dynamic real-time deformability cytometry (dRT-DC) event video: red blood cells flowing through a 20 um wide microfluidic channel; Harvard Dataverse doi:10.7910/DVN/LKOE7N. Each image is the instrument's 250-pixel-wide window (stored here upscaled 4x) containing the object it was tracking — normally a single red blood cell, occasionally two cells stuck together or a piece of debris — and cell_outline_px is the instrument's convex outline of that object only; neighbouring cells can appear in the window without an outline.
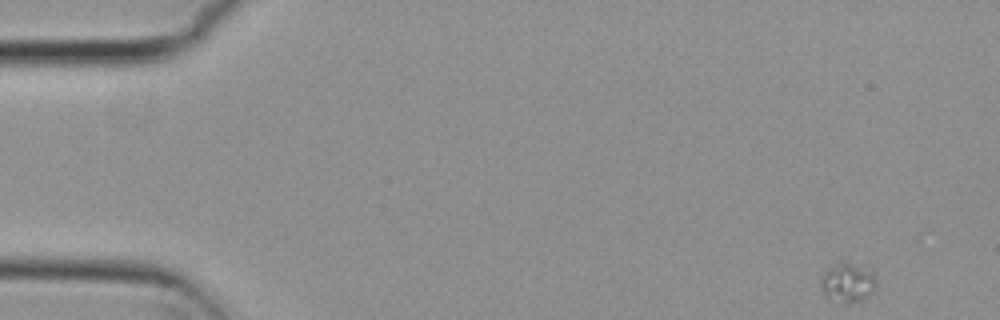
{"species": "common noctule bat (a hibernating species)", "species_latin": "Nyctalus noctula", "temperature_condition": "cold", "stored_images_in_passage": 53, "camera_frame_rate_fps": 3000, "um_per_image_px": 0.085, "animal": {"sex": "female", "body_mass_g": 29.2, "forearm_length_mm": 56.3}, "frame": {"image": 1, "passage_image": 1, "time_ms": 0.0, "image_size_px": [1000, 320], "cell_outline_px": [[876, 288], [864, 300], [848, 304], [840, 304], [828, 300], [824, 296], [820, 288], [820, 276], [832, 264], [840, 260], [848, 260], [864, 264], [872, 268], [876, 276]], "centroid_in_image_um": [72.06, 23.98], "position_along_channel_um": 12.9, "area_um2": 14.1}}
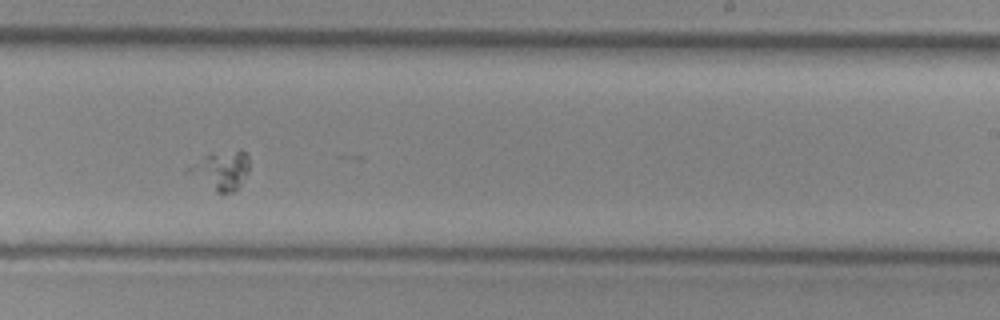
{"frame": {"image": 2, "passage_image": 31, "time_ms": 10.0, "image_size_px": [1000, 320], "cell_outline_px": [[248, 172], [236, 188], [232, 192], [216, 192], [184, 172], [184, 168], [212, 152], [240, 148], [248, 156]], "centroid_in_image_um": [18.74, 14.43], "position_along_channel_um": 270.3, "area_um2": 13.87}}
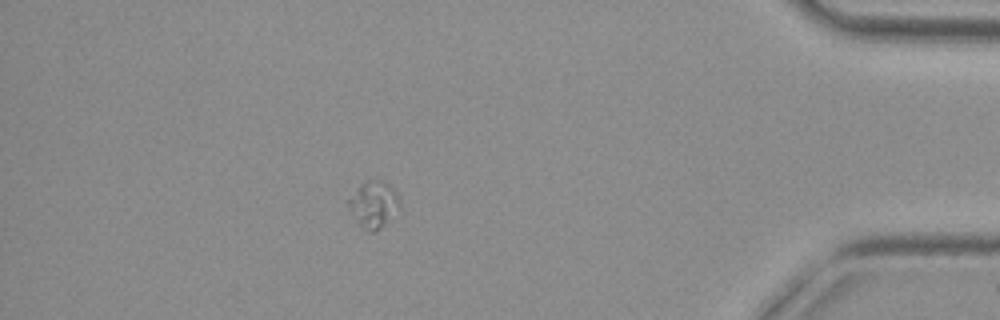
{"frame": {"image": 3, "passage_image": 46, "time_ms": 15.0, "image_size_px": [1000, 320], "cell_outline_px": [[400, 208], [376, 232], [368, 232], [352, 216], [344, 200], [364, 180], [380, 180], [396, 188], [400, 200]], "centroid_in_image_um": [31.72, 17.34], "position_along_channel_um": 403.5, "area_um2": 14.33}}